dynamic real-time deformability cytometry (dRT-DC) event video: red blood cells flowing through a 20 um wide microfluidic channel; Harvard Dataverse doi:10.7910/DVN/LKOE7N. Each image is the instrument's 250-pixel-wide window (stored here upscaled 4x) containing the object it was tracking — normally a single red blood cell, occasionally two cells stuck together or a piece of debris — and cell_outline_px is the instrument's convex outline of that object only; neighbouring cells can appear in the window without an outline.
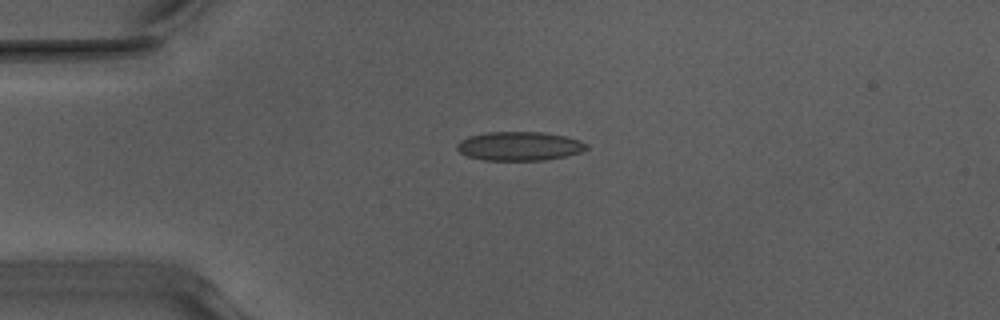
{"species": "Egyptian fruit bat (a non-hibernating species)", "species_latin": "Rousettus aegyptiacus", "temperature_condition": "warm", "stored_images_in_passage": 40, "camera_frame_rate_fps": 3000, "um_per_image_px": 0.085, "animal": {"sex": "male"}, "frame": {"image": 1, "passage_image": 1, "time_ms": 0.0, "image_size_px": [1000, 320], "cell_outline_px": [[588, 148], [580, 152], [568, 156], [544, 160], [484, 160], [468, 156], [460, 152], [456, 148], [456, 144], [460, 140], [468, 136], [488, 132], [544, 132], [564, 136], [580, 140], [588, 144]], "centroid_in_image_um": [44.15, 12.42], "position_along_channel_um": 40.8, "area_um2": 21.91}}
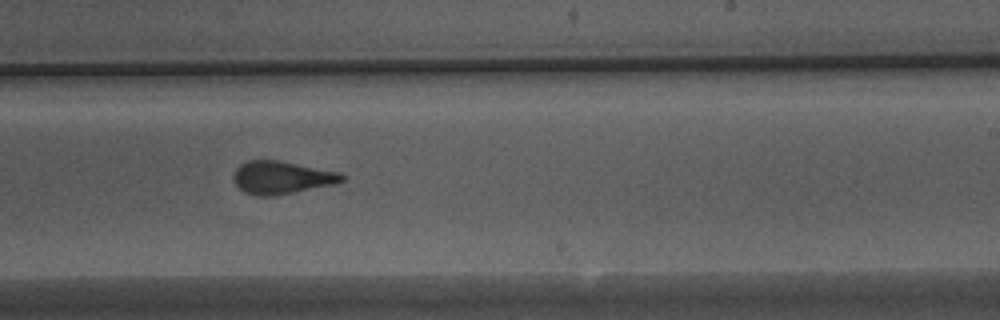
{"frame": {"image": 2, "passage_image": 20, "time_ms": 6.333, "image_size_px": [1000, 320], "cell_outline_px": [[348, 176], [344, 180], [332, 184], [276, 196], [256, 196], [244, 192], [232, 180], [232, 176], [236, 168], [240, 164], [248, 160], [280, 160], [340, 172]], "centroid_in_image_um": [23.92, 15.08], "position_along_channel_um": 265.1, "area_um2": 20.92}}
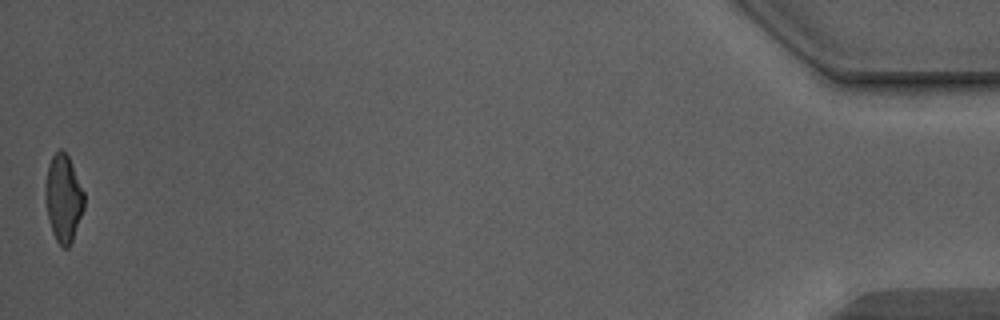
{"frame": {"image": 3, "passage_image": 40, "time_ms": 13.0, "image_size_px": [1000, 320], "cell_outline_px": [[84, 208], [72, 244], [68, 248], [60, 248], [52, 232], [48, 220], [44, 192], [44, 188], [48, 164], [52, 156], [60, 148], [68, 156], [84, 192]], "centroid_in_image_um": [5.38, 16.91], "position_along_channel_um": 429.8, "area_um2": 20.0}, "authors_computed_cell_mechanics": {"area_um2": 20.9236, "velocity_mm_per_s": 3.9698, "shape_relaxation_time_tau1_ms": 6.2717, "shape_relaxation_time_tau2_ms": 1.0763, "deformation_change_tau1": 0.1888, "deformation_change_tau2": 0.0786}}